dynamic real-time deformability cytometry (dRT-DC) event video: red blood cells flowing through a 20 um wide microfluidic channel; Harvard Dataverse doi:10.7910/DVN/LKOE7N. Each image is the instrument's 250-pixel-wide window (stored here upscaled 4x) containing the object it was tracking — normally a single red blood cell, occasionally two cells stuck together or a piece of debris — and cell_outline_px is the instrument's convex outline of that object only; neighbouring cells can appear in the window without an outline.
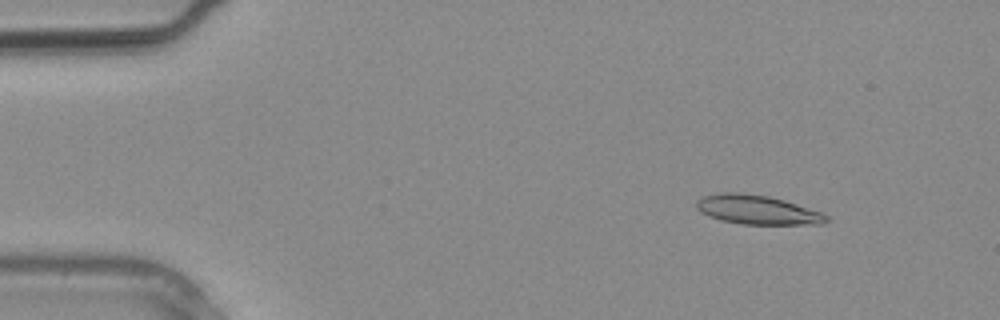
{"species": "common noctule bat (a hibernating species)", "species_latin": "Nyctalus noctula", "temperature_condition": "warm", "stored_images_in_passage": 2, "camera_frame_rate_fps": 3000, "um_per_image_px": 0.085, "animal": {"sex": "male", "body_mass_g": 20.4}, "frame": {"image": 1, "passage_image": 2, "time_ms": 0.333, "image_size_px": [1000, 320], "cell_outline_px": [[828, 220], [820, 224], [744, 224], [720, 220], [708, 216], [700, 212], [696, 208], [696, 200], [704, 196], [720, 192], [740, 192], [768, 196], [784, 200], [820, 212], [828, 216]], "centroid_in_image_um": [64.31, 17.82], "position_along_channel_um": 20.7, "area_um2": 21.96}}